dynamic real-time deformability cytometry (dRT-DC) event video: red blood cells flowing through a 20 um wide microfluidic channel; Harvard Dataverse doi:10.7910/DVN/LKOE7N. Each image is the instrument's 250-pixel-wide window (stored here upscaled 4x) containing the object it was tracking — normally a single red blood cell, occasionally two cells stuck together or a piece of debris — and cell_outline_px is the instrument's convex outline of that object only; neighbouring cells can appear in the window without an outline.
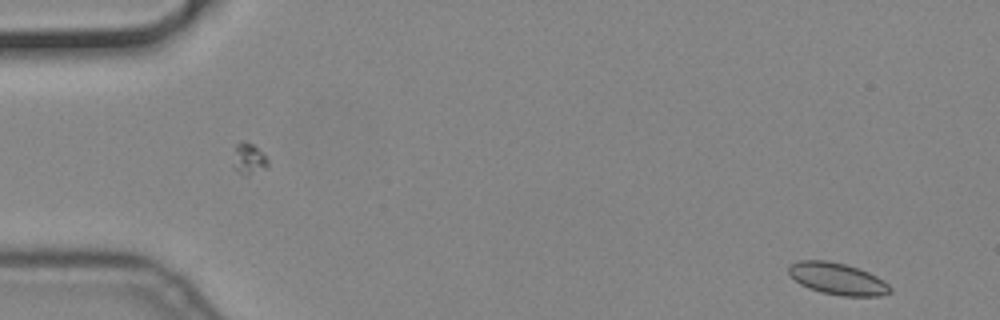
{"species": "common noctule bat (a hibernating species)", "species_latin": "Nyctalus noctula", "temperature_condition": "cold", "stored_images_in_passage": 55, "camera_frame_rate_fps": 3000, "um_per_image_px": 0.085, "animal": {"sex": "male", "body_mass_g": 19.2, "forearm_length_mm": 51.8}, "frame": {"image": 1, "passage_image": 2, "time_ms": 0.333, "image_size_px": [1000, 320], "cell_outline_px": [[892, 292], [880, 296], [840, 296], [820, 292], [808, 288], [800, 284], [788, 272], [788, 268], [792, 264], [800, 260], [828, 260], [844, 264], [868, 272], [884, 280], [892, 288]], "centroid_in_image_um": [71.21, 23.71], "position_along_channel_um": 13.8, "area_um2": 18.79}}
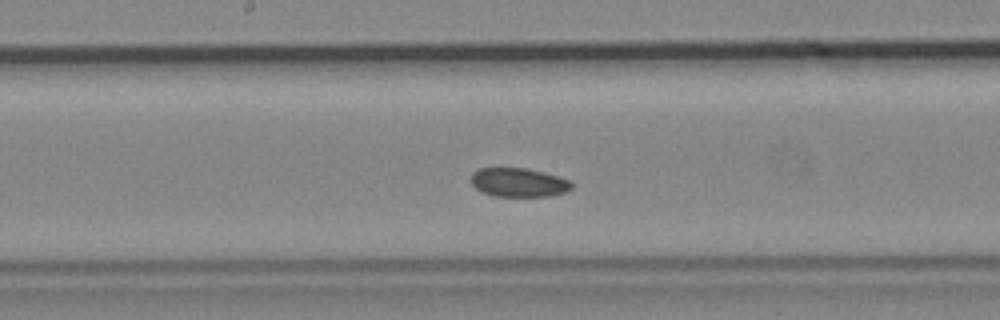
{"frame": {"image": 2, "passage_image": 28, "time_ms": 9.0, "image_size_px": [1000, 320], "cell_outline_px": [[572, 188], [564, 192], [552, 196], [492, 196], [480, 192], [472, 184], [472, 172], [480, 168], [524, 168], [544, 172], [572, 180]], "centroid_in_image_um": [44.09, 15.51], "position_along_channel_um": 204.1, "area_um2": 17.05}}
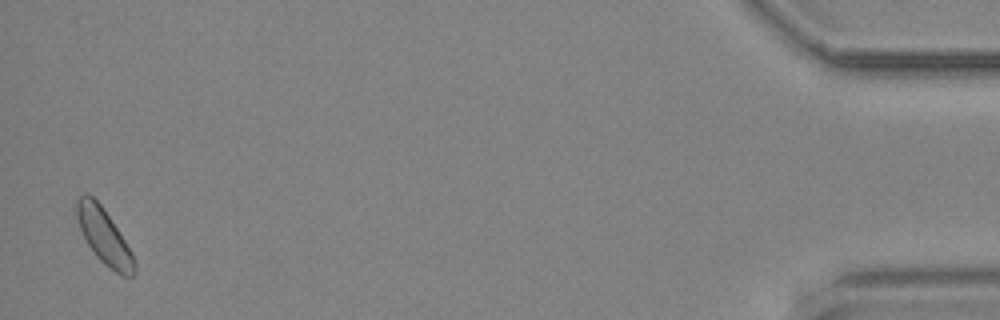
{"frame": {"image": 3, "passage_image": 54, "time_ms": 17.667, "image_size_px": [1000, 320], "cell_outline_px": [[136, 272], [132, 276], [124, 276], [116, 272], [104, 264], [96, 256], [88, 244], [80, 228], [76, 216], [76, 200], [84, 192], [88, 192], [100, 204], [132, 252], [136, 264]], "centroid_in_image_um": [8.84, 20.09], "position_along_channel_um": 426.4, "area_um2": 18.26}}